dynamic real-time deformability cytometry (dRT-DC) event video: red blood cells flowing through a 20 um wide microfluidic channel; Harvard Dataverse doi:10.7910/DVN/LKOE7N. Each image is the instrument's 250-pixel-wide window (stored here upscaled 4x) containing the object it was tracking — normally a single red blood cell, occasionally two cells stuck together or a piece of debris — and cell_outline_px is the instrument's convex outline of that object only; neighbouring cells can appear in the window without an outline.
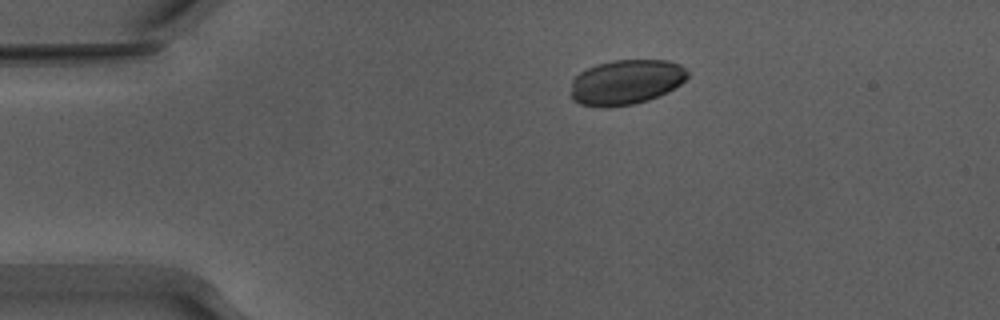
{"species": "Egyptian fruit bat (a non-hibernating species)", "species_latin": "Rousettus aegyptiacus", "temperature_condition": "warm", "stored_images_in_passage": 44, "camera_frame_rate_fps": 3000, "um_per_image_px": 0.085, "animal": {"sex": "male"}, "frame": {"image": 1, "passage_image": 1, "time_ms": 0.0, "image_size_px": [1000, 320], "cell_outline_px": [[688, 76], [680, 84], [668, 92], [648, 100], [632, 104], [608, 108], [604, 108], [580, 104], [572, 100], [572, 80], [580, 72], [596, 64], [612, 60], [668, 60], [680, 64], [688, 72]], "centroid_in_image_um": [53.21, 6.98], "position_along_channel_um": 31.8, "area_um2": 30.69}}
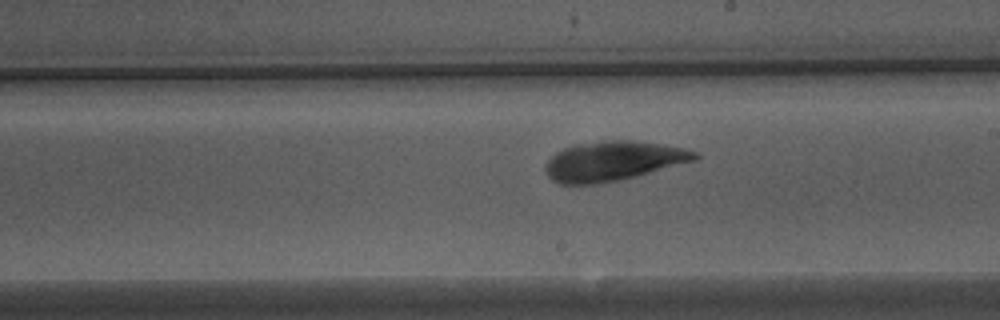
{"frame": {"image": 2, "passage_image": 21, "time_ms": 6.667, "image_size_px": [1000, 320], "cell_outline_px": [[700, 156], [696, 160], [636, 176], [620, 180], [596, 184], [560, 184], [552, 180], [544, 172], [544, 168], [548, 160], [556, 152], [564, 148], [576, 144], [608, 140], [632, 140], [660, 144], [684, 148], [696, 152]], "centroid_in_image_um": [52.1, 13.69], "position_along_channel_um": 236.9, "area_um2": 34.39}}
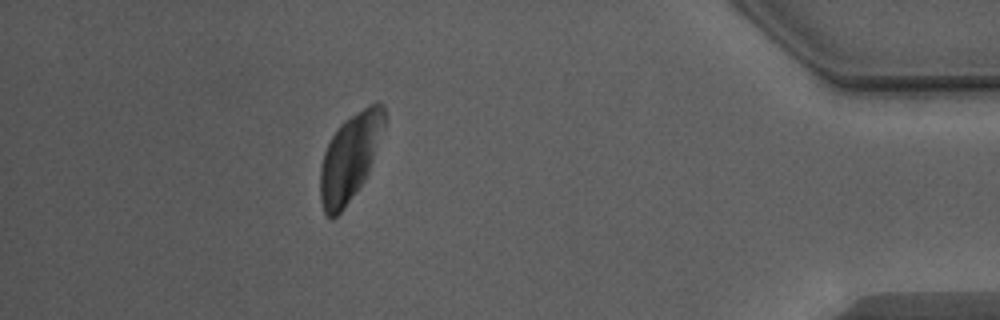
{"frame": {"image": 3, "passage_image": 38, "time_ms": 12.333, "image_size_px": [1000, 320], "cell_outline_px": [[384, 124], [368, 172], [364, 180], [356, 192], [344, 208], [332, 220], [324, 212], [320, 200], [320, 168], [324, 152], [332, 136], [340, 124], [344, 120], [368, 104], [384, 104]], "centroid_in_image_um": [29.71, 13.4], "position_along_channel_um": 405.5, "area_um2": 31.85}}